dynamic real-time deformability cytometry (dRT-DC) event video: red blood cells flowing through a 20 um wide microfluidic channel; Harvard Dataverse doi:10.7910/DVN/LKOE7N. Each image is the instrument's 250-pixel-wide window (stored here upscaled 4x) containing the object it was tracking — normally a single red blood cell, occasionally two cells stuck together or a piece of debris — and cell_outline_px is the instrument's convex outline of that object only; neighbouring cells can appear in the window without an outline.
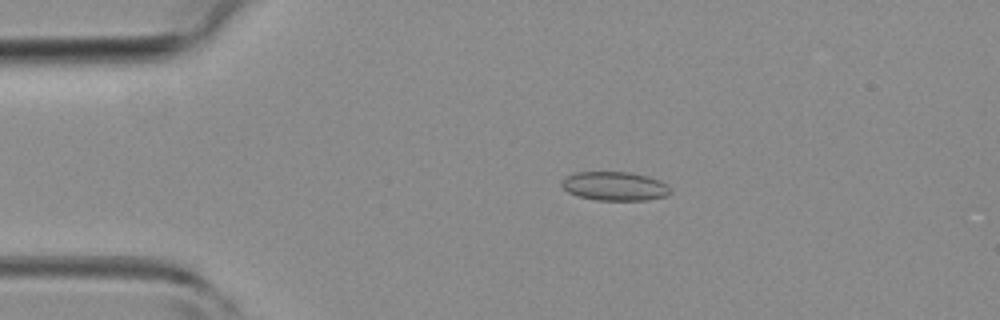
{"species": "common noctule bat (a hibernating species)", "species_latin": "Nyctalus noctula", "temperature_condition": "room temperature", "stored_images_in_passage": 2, "camera_frame_rate_fps": 3000, "um_per_image_px": 0.085, "animal": {"sex": "female", "body_mass_g": 19.3, "forearm_length_mm": 54.1}, "frame": {"image": 1, "passage_image": 2, "time_ms": 1.333, "image_size_px": [1000, 320], "cell_outline_px": [[672, 192], [664, 196], [648, 200], [596, 200], [580, 196], [568, 192], [560, 184], [560, 180], [576, 172], [632, 172], [648, 176], [660, 180], [668, 184]], "centroid_in_image_um": [52.28, 15.81], "position_along_channel_um": 32.7, "area_um2": 18.38}}